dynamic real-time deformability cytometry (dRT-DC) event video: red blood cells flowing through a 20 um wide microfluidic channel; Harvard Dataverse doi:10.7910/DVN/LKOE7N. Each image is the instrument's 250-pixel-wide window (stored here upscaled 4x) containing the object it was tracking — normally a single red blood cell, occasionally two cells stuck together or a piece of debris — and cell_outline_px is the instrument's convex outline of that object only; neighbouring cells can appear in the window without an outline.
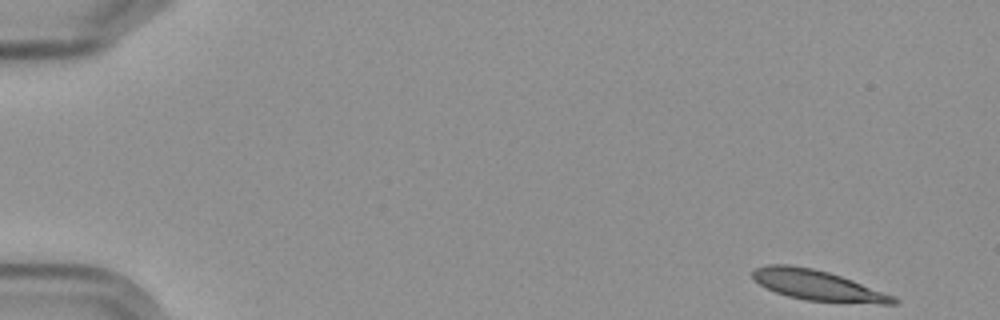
{"species": "Egyptian fruit bat (a non-hibernating species)", "species_latin": "Rousettus aegyptiacus", "temperature_condition": "cold", "stored_images_in_passage": 5, "camera_frame_rate_fps": 3000, "um_per_image_px": 0.085, "frame": {"image": 1, "passage_image": 1, "time_ms": 0.0, "image_size_px": [1000, 320], "cell_outline_px": [[900, 300], [896, 304], [880, 304], [808, 300], [788, 296], [776, 292], [760, 284], [752, 276], [752, 272], [756, 268], [764, 264], [788, 264], [812, 268], [828, 272], [852, 280], [892, 296]], "centroid_in_image_um": [69.47, 24.24], "position_along_channel_um": 15.5, "area_um2": 24.39}}
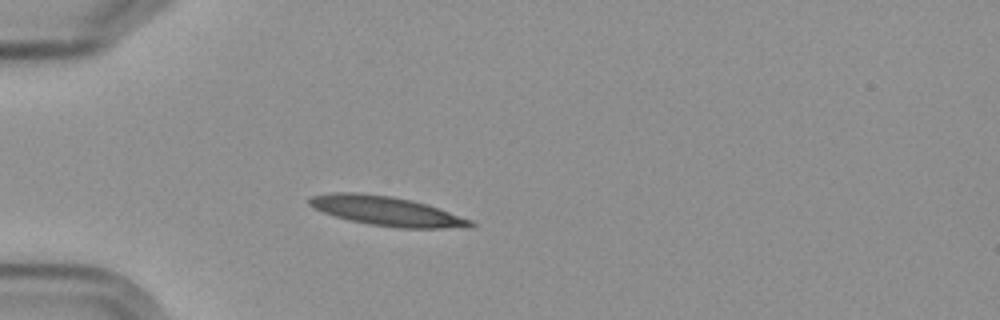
{"frame": {"image": 2, "passage_image": 5, "time_ms": 4.333, "image_size_px": [1000, 320], "cell_outline_px": [[476, 224], [472, 228], [400, 228], [372, 224], [352, 220], [336, 216], [312, 208], [308, 204], [308, 200], [312, 196], [328, 192], [360, 192], [392, 196], [412, 200], [428, 204], [472, 220]], "centroid_in_image_um": [32.89, 17.93], "position_along_channel_um": 52.1, "area_um2": 27.69}}